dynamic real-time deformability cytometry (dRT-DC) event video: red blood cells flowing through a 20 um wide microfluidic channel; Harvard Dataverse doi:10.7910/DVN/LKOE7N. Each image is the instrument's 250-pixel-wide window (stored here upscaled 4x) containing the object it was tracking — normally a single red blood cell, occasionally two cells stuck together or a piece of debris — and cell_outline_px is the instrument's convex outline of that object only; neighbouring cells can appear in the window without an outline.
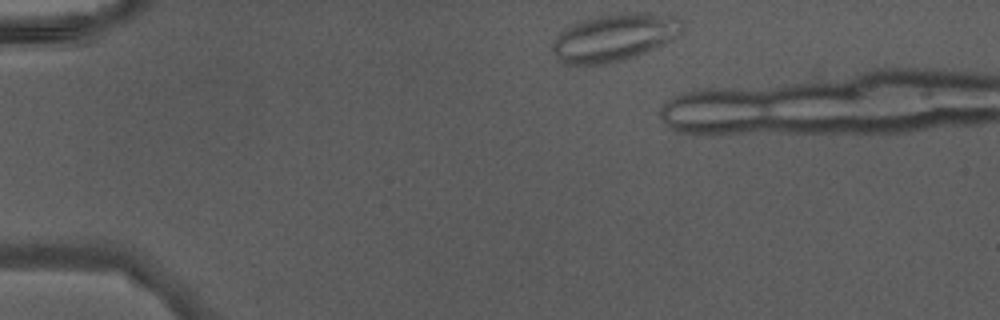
{"species": "Egyptian fruit bat (a non-hibernating species)", "species_latin": "Rousettus aegyptiacus", "temperature_condition": "warm", "stored_images_in_passage": 3, "camera_frame_rate_fps": 3000, "um_per_image_px": 0.085, "animal": {"sex": "male"}, "frame": {"image": 1, "passage_image": 1, "time_ms": 0.0, "image_size_px": [1000, 320], "cell_outline_px": [[684, 32], [672, 40], [636, 56], [624, 60], [608, 64], [564, 64], [556, 60], [552, 52], [552, 44], [556, 36], [560, 32], [572, 24], [580, 20], [628, 12], [648, 12], [676, 16], [684, 24]], "centroid_in_image_um": [52.24, 3.19], "position_along_channel_um": 32.8, "area_um2": 36.24}}